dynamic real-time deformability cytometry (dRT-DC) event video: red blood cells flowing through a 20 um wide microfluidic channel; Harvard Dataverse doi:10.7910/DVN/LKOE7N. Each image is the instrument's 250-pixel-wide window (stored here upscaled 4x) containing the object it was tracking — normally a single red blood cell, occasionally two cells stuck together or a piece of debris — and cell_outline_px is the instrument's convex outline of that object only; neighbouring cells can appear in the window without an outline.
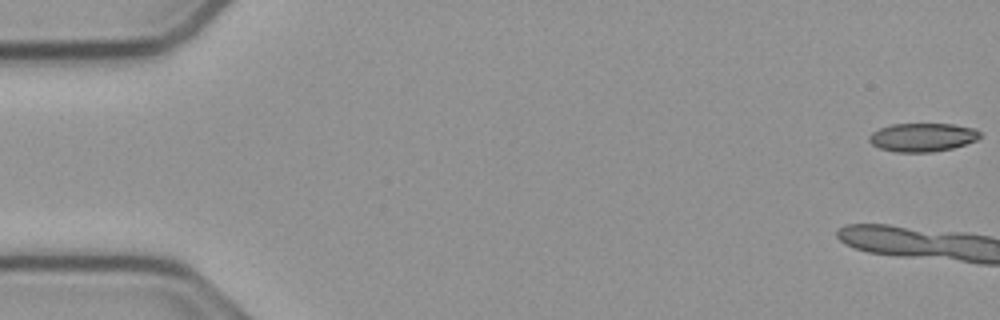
{"species": "common noctule bat (a hibernating species)", "species_latin": "Nyctalus noctula", "temperature_condition": "cold", "stored_images_in_passage": 10, "camera_frame_rate_fps": 3000, "um_per_image_px": 0.085, "animal": {"sex": "male", "body_mass_g": 23.1, "forearm_length_mm": 52.7}, "frame": {"image": 1, "passage_image": 1, "time_ms": 0.0, "image_size_px": [1000, 320], "cell_outline_px": [[980, 136], [976, 140], [952, 148], [932, 152], [896, 152], [880, 148], [872, 144], [868, 140], [868, 136], [872, 132], [880, 128], [892, 124], [952, 124], [976, 128], [980, 132]], "centroid_in_image_um": [78.4, 11.66], "position_along_channel_um": 6.6, "area_um2": 18.38}}